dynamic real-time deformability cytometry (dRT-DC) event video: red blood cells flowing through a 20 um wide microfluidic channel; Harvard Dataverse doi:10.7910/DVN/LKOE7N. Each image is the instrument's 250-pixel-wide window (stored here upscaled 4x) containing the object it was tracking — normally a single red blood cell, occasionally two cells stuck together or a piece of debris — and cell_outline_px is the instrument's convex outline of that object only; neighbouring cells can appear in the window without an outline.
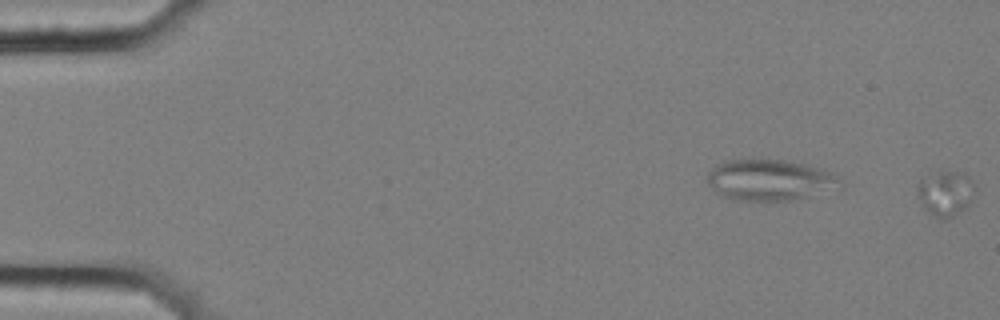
{"species": "common noctule bat (a hibernating species)", "species_latin": "Nyctalus noctula", "temperature_condition": "cold", "stored_images_in_passage": 7, "segment_of_instrument_passage": [2, 2], "camera_frame_rate_fps": 3000, "um_per_image_px": 0.085, "animal": {"sex": "female", "body_mass_g": 25.1}, "frame": {"image": 1, "passage_image": 7, "time_ms": 2.0, "image_size_px": [1000, 320], "cell_outline_px": [[968, 204], [964, 208], [948, 220], [940, 220], [928, 212], [924, 208], [916, 192], [916, 188], [920, 180], [924, 176], [940, 168], [964, 172], [968, 176]], "centroid_in_image_um": [80.22, 16.39], "position_along_channel_um": 4.8, "area_um2": 14.91}}